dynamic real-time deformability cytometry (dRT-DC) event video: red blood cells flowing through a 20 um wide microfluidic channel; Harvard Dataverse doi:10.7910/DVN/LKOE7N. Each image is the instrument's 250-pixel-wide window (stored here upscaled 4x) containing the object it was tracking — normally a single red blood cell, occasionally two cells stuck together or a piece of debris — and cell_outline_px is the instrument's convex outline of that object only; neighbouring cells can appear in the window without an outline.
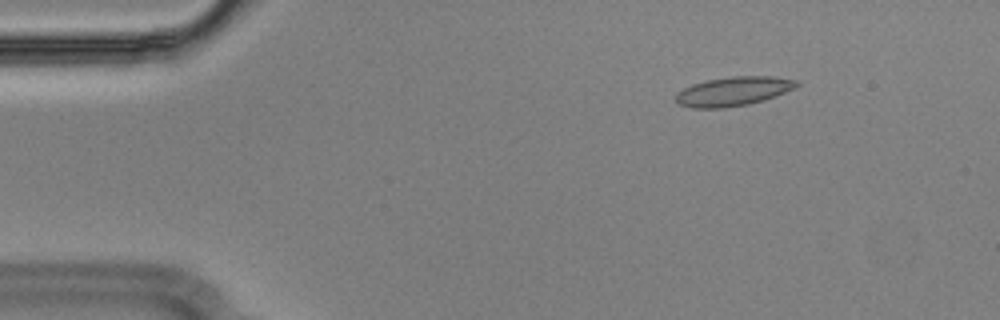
{"species": "Egyptian fruit bat (a non-hibernating species)", "species_latin": "Rousettus aegyptiacus", "temperature_condition": "cold", "stored_images_in_passage": 55, "segment_of_instrument_passage": [1, 2], "camera_frame_rate_fps": 3000, "um_per_image_px": 0.085, "animal": {"sex": "male"}, "frame": {"image": 1, "passage_image": 7, "time_ms": 2.0, "image_size_px": [1000, 320], "cell_outline_px": [[800, 84], [796, 88], [764, 100], [748, 104], [724, 108], [692, 108], [676, 104], [676, 92], [692, 84], [708, 80], [732, 76], [772, 76], [796, 80]], "centroid_in_image_um": [62.32, 7.76], "position_along_channel_um": 22.7, "area_um2": 20.58}}
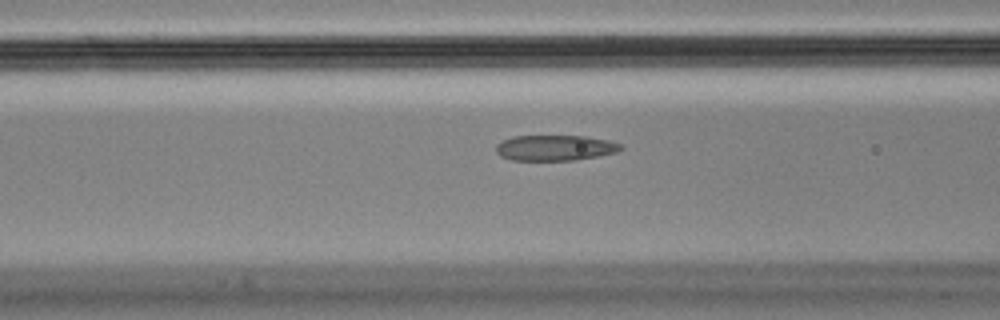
{"frame": {"image": 2, "passage_image": 21, "time_ms": 6.667, "image_size_px": [1000, 320], "cell_outline_px": [[624, 148], [616, 152], [600, 156], [572, 160], [512, 160], [500, 156], [496, 152], [496, 144], [512, 136], [584, 136], [608, 140], [620, 144]], "centroid_in_image_um": [47.17, 12.57], "position_along_channel_um": 119.4, "area_um2": 18.55}}
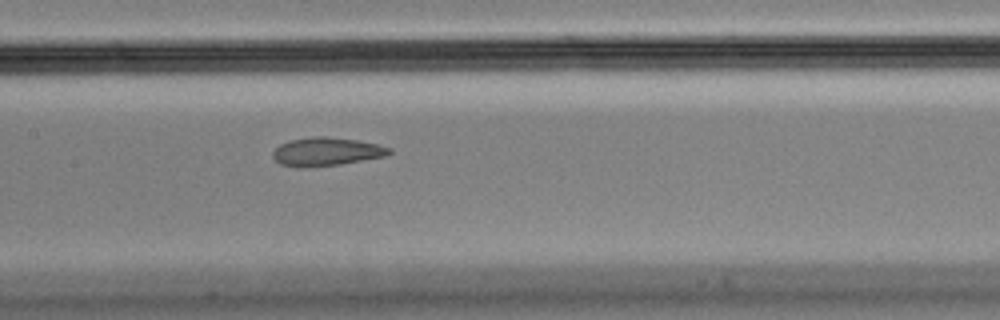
{"frame": {"image": 3, "passage_image": 26, "time_ms": 8.333, "image_size_px": [1000, 320], "cell_outline_px": [[392, 152], [384, 156], [340, 164], [300, 168], [280, 164], [272, 156], [272, 152], [280, 144], [288, 140], [316, 136], [328, 136], [356, 140], [376, 144], [392, 148]], "centroid_in_image_um": [27.71, 12.88], "position_along_channel_um": 179.7, "area_um2": 19.19}}